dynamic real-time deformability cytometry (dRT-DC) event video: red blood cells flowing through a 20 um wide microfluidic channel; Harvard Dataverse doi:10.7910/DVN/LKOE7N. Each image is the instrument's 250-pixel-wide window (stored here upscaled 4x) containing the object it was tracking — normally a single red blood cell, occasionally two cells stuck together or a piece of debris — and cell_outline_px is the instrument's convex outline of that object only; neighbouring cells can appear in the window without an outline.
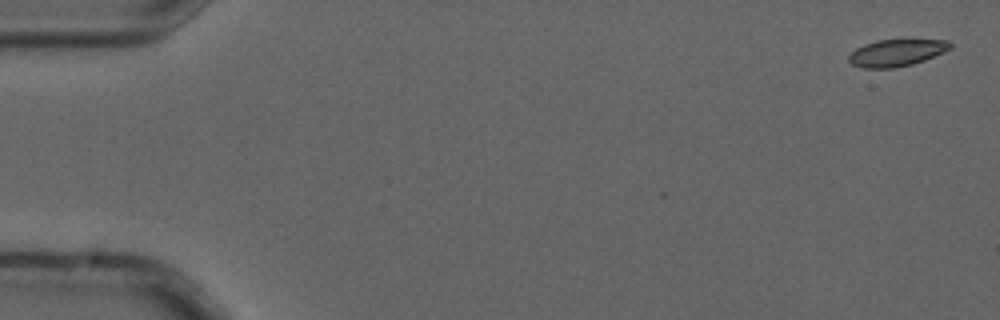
{"species": "common noctule bat (a hibernating species)", "species_latin": "Nyctalus noctula", "temperature_condition": "cold", "stored_images_in_passage": 5, "camera_frame_rate_fps": 3000, "um_per_image_px": 0.085, "animal": {"sex": "male", "forearm_length_mm": 52.5}, "frame": {"image": 1, "passage_image": 1, "time_ms": 0.0, "image_size_px": [1000, 320], "cell_outline_px": [[952, 48], [944, 52], [924, 60], [912, 64], [892, 68], [864, 68], [852, 64], [848, 60], [848, 56], [856, 48], [864, 44], [876, 40], [948, 40], [952, 44]], "centroid_in_image_um": [76.2, 4.48], "position_along_channel_um": 8.8, "area_um2": 15.84}}
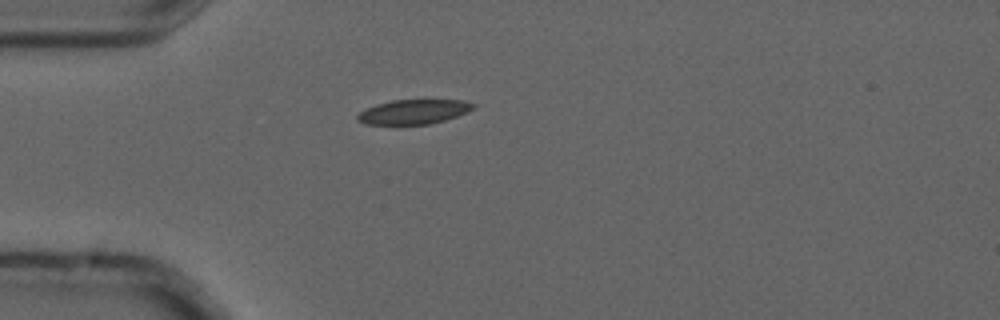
{"frame": {"image": 2, "passage_image": 5, "time_ms": 1.333, "image_size_px": [1000, 320], "cell_outline_px": [[476, 104], [468, 112], [444, 120], [428, 124], [396, 128], [392, 128], [364, 124], [356, 120], [356, 116], [360, 112], [376, 104], [392, 100], [464, 100]], "centroid_in_image_um": [35.06, 9.56], "position_along_channel_um": 49.9, "area_um2": 17.4}}